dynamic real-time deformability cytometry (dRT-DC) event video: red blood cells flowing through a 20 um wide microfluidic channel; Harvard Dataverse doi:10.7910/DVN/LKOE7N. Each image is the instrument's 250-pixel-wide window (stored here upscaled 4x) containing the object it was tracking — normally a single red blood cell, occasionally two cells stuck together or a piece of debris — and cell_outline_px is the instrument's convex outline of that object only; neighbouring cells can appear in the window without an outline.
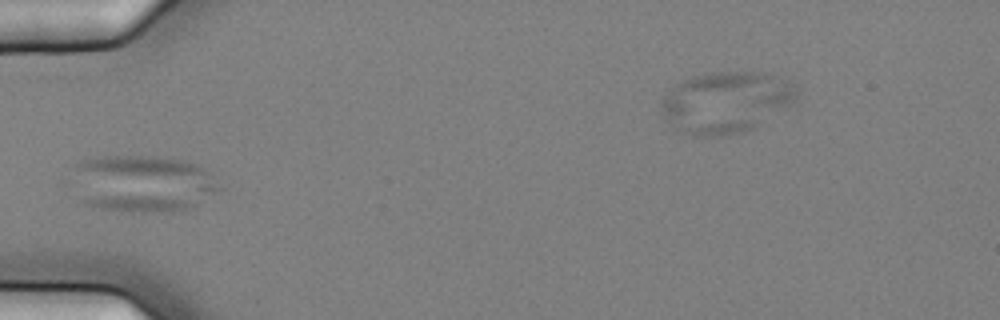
{"species": "common noctule bat (a hibernating species)", "species_latin": "Nyctalus noctula", "temperature_condition": "cold", "stored_images_in_passage": 7, "camera_frame_rate_fps": 3000, "um_per_image_px": 0.085, "animal": {"sex": "female", "body_mass_g": 25.1}, "frame": {"image": 1, "passage_image": 1, "time_ms": 0.0, "image_size_px": [1000, 320], "cell_outline_px": [[224, 188], [196, 204], [180, 212], [140, 212], [96, 208], [84, 204], [76, 168], [76, 164], [84, 160], [104, 156], [156, 156], [184, 160], [200, 164]], "centroid_in_image_um": [12.26, 15.6], "position_along_channel_um": 72.7, "area_um2": 48.32}}
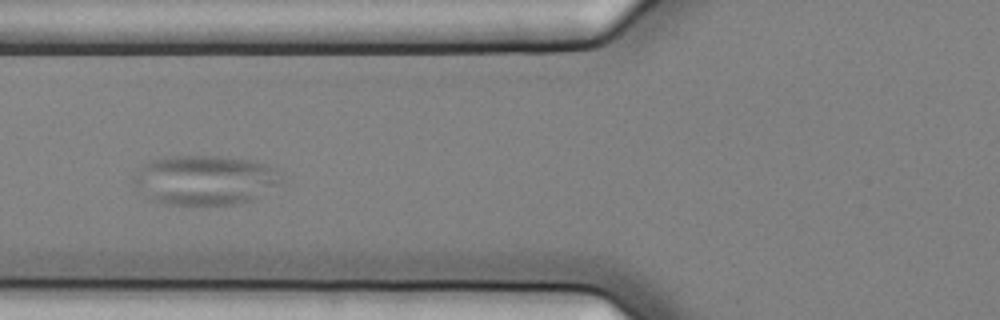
{"frame": {"image": 2, "passage_image": 4, "time_ms": 1.0, "image_size_px": [1000, 320], "cell_outline_px": [[284, 180], [280, 184], [256, 200], [232, 204], [168, 204], [152, 200], [132, 180], [132, 176], [148, 160], [164, 156], [228, 156], [256, 160], [268, 164], [276, 168]], "centroid_in_image_um": [17.51, 15.27], "position_along_channel_um": 108.3, "area_um2": 43.23}}